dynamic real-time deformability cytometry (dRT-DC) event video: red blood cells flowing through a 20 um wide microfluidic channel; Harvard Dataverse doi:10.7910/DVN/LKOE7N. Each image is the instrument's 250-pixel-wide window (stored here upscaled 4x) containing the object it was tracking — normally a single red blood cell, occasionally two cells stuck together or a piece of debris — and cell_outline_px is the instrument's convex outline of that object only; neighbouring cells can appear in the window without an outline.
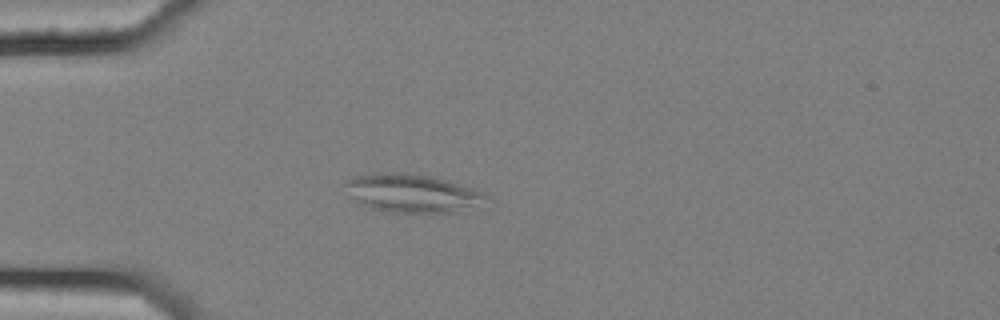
{"species": "common noctule bat (a hibernating species)", "species_latin": "Nyctalus noctula", "temperature_condition": "cold", "stored_images_in_passage": 4, "camera_frame_rate_fps": 3000, "um_per_image_px": 0.085, "animal": {"sex": "female", "body_mass_g": 25.1}, "frame": {"image": 1, "passage_image": 2, "time_ms": 0.333, "image_size_px": [1000, 320], "cell_outline_px": [[492, 196], [452, 212], [392, 212], [372, 208], [356, 200], [352, 196], [344, 184], [348, 180], [356, 176], [372, 172], [404, 172], [428, 176], [476, 188]], "centroid_in_image_um": [34.99, 16.39], "position_along_channel_um": 50.0, "area_um2": 30.58}}